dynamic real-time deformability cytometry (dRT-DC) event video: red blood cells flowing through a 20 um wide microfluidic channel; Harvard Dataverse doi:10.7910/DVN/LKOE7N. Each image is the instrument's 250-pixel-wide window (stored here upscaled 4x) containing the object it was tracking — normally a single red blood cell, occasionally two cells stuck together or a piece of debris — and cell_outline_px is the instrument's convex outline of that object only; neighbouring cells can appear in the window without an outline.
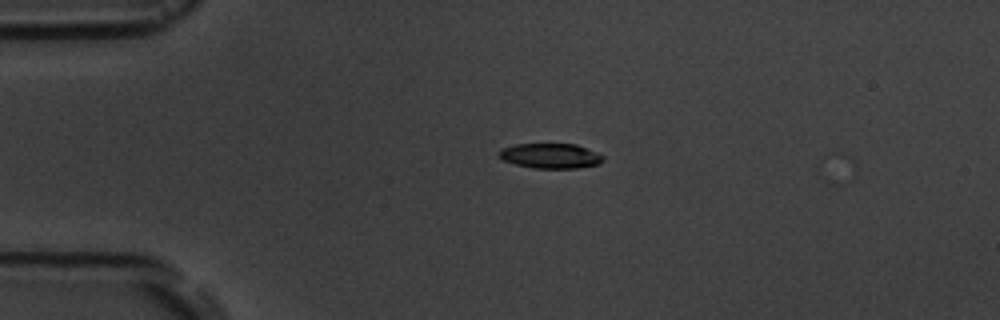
{"species": "common noctule bat (a hibernating species)", "species_latin": "Nyctalus noctula", "temperature_condition": "room temperature", "stored_images_in_passage": 2, "camera_frame_rate_fps": 3000, "um_per_image_px": 0.085, "animal": {"sex": "male", "body_mass_g": 19.5, "forearm_length_mm": 54.6}, "frame": {"image": 1, "passage_image": 1, "time_ms": 0.0, "image_size_px": [1000, 320], "cell_outline_px": [[604, 160], [600, 164], [576, 168], [532, 168], [516, 164], [504, 160], [496, 156], [496, 152], [500, 148], [516, 144], [576, 144], [596, 152], [604, 156]], "centroid_in_image_um": [46.75, 13.24], "position_along_channel_um": 38.2, "area_um2": 15.32}}